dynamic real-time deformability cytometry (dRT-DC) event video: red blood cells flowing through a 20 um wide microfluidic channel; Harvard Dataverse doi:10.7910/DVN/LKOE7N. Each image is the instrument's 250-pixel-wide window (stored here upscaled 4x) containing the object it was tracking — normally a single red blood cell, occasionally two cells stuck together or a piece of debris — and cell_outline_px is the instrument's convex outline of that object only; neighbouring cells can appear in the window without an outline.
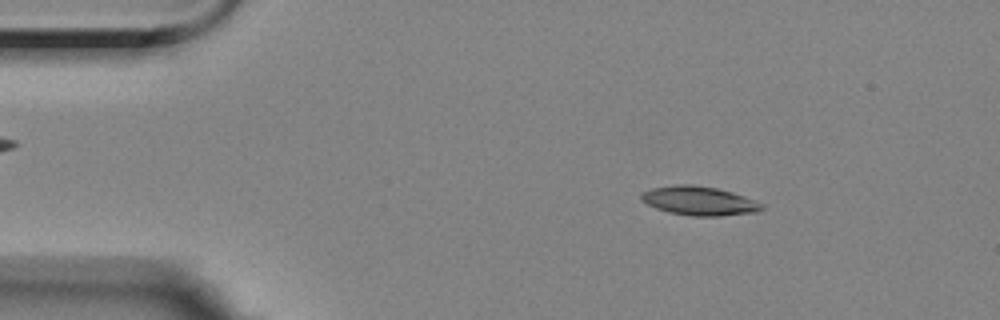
{"species": "Egyptian fruit bat (a non-hibernating species)", "species_latin": "Rousettus aegyptiacus", "temperature_condition": "room temperature", "stored_images_in_passage": 50, "camera_frame_rate_fps": 3000, "um_per_image_px": 0.085, "animal": {"sex": "female"}, "frame": {"image": 1, "passage_image": 2, "time_ms": 0.333, "image_size_px": [1000, 320], "cell_outline_px": [[764, 208], [756, 212], [720, 216], [692, 216], [668, 212], [656, 208], [640, 200], [640, 192], [652, 188], [676, 184], [692, 184], [716, 188], [732, 192], [744, 196], [764, 204]], "centroid_in_image_um": [59.41, 17.07], "position_along_channel_um": 25.6, "area_um2": 20.46}}
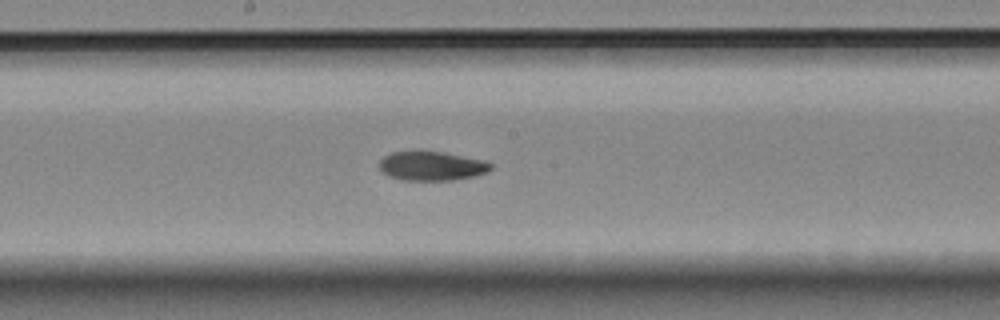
{"frame": {"image": 2, "passage_image": 23, "time_ms": 7.333, "image_size_px": [1000, 320], "cell_outline_px": [[492, 168], [488, 172], [476, 176], [452, 180], [404, 180], [392, 176], [384, 172], [380, 168], [380, 160], [384, 156], [392, 152], [444, 152], [484, 160], [492, 164]], "centroid_in_image_um": [36.76, 14.11], "position_along_channel_um": 211.4, "area_um2": 18.67}}
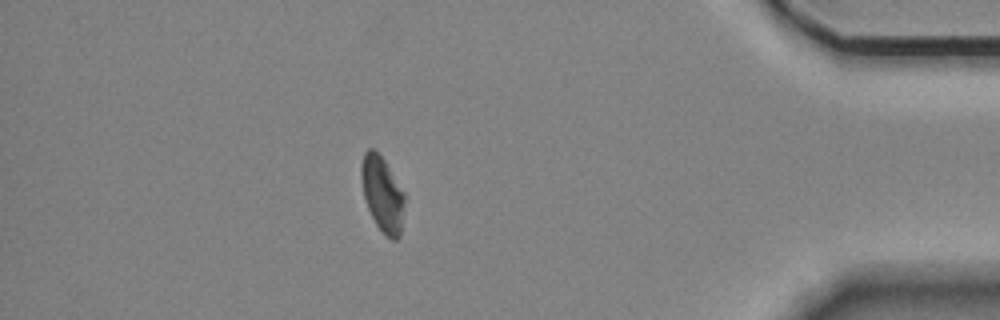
{"frame": {"image": 3, "passage_image": 43, "time_ms": 14.0, "image_size_px": [1000, 320], "cell_outline_px": [[404, 204], [400, 236], [396, 240], [392, 240], [376, 224], [368, 208], [364, 196], [360, 176], [360, 168], [364, 152], [368, 148], [372, 148], [384, 160], [404, 192]], "centroid_in_image_um": [32.49, 16.47], "position_along_channel_um": 402.7, "area_um2": 18.67}, "authors_computed_cell_mechanics": {"area_um2": 19.363, "velocity_mm_per_s": 3.5007, "shape_relaxation_time_tau1_ms": 6.9621, "shape_relaxation_time_tau2_ms": 2.759, "deformation_change_tau1": 0.1721, "deformation_change_tau2": 0.0628}}